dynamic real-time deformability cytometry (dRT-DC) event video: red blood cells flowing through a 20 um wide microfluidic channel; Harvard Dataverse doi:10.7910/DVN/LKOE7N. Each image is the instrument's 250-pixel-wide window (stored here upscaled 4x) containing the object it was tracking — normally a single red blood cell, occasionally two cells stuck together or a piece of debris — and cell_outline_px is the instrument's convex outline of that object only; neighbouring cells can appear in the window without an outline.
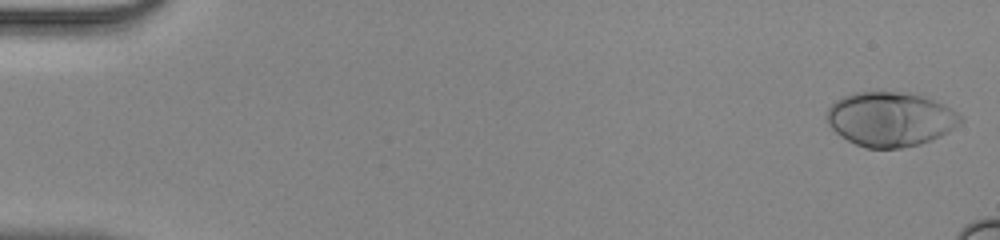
{"species": "human", "species_latin": "Homo sapiens", "temperature_condition": "room temperature", "stored_images_in_passage": 13, "camera_frame_rate_fps": 3000, "um_per_image_px": 0.085, "donor": {"sex": "male"}, "frame": {"image": 1, "passage_image": 1, "time_ms": 0.0, "image_size_px": [1000, 240], "cell_outline_px": [[964, 120], [948, 132], [940, 136], [920, 144], [900, 148], [864, 148], [840, 136], [828, 124], [828, 108], [836, 100], [844, 96], [856, 92], [908, 92], [924, 96], [964, 116]], "centroid_in_image_um": [75.68, 10.13], "position_along_channel_um": 9.3, "area_um2": 42.14}}